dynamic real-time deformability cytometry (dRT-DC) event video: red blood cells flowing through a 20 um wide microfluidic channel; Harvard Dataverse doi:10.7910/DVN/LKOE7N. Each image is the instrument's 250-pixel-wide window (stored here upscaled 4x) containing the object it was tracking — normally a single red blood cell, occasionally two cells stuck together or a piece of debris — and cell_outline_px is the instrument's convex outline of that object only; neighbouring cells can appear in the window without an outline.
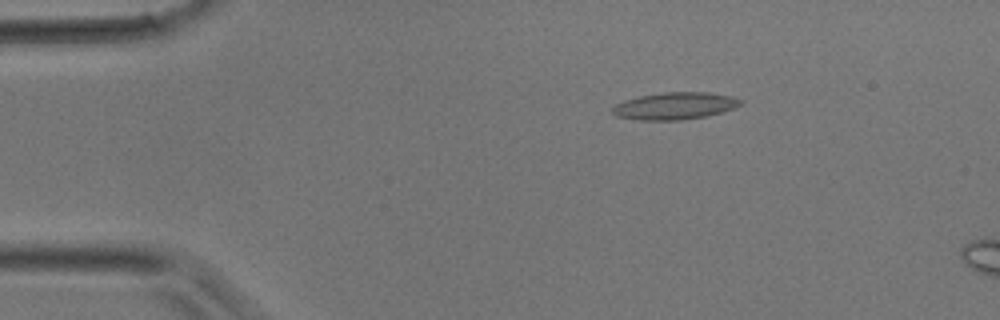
{"species": "common noctule bat (a hibernating species)", "species_latin": "Nyctalus noctula", "temperature_condition": "room temperature", "stored_images_in_passage": 8, "camera_frame_rate_fps": 3000, "um_per_image_px": 0.085, "animal": {"sex": "male", "body_mass_g": 17.9}, "frame": {"image": 1, "passage_image": 4, "time_ms": 1.0, "image_size_px": [1000, 320], "cell_outline_px": [[744, 100], [740, 104], [732, 108], [708, 116], [680, 120], [640, 120], [616, 116], [612, 112], [612, 108], [616, 104], [624, 100], [640, 96], [664, 92], [708, 92], [732, 96]], "centroid_in_image_um": [57.36, 9.0], "position_along_channel_um": 27.6, "area_um2": 20.17}}